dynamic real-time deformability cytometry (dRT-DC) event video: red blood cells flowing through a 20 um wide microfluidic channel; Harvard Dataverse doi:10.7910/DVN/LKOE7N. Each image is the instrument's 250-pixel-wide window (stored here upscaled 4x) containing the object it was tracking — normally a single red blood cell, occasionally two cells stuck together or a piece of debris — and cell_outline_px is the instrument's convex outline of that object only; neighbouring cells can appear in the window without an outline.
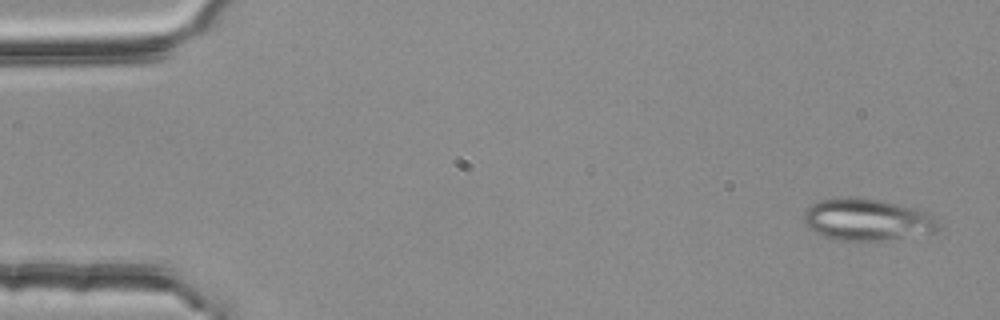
{"species": "common noctule bat (a hibernating species)", "species_latin": "Nyctalus noctula", "temperature_condition": "room temperature", "stored_images_in_passage": 4, "camera_frame_rate_fps": 3000, "um_per_image_px": 0.085, "animal": {"sex": "female", "body_mass_g": 25.1}, "frame": {"image": 1, "passage_image": 1, "time_ms": 0.0, "image_size_px": [1000, 320], "cell_outline_px": [[940, 228], [936, 232], [884, 240], [836, 240], [824, 236], [808, 228], [804, 220], [804, 212], [812, 204], [820, 200], [840, 196], [856, 196], [884, 200], [932, 212], [940, 224]], "centroid_in_image_um": [73.75, 18.64], "position_along_channel_um": 11.2, "area_um2": 33.41}}